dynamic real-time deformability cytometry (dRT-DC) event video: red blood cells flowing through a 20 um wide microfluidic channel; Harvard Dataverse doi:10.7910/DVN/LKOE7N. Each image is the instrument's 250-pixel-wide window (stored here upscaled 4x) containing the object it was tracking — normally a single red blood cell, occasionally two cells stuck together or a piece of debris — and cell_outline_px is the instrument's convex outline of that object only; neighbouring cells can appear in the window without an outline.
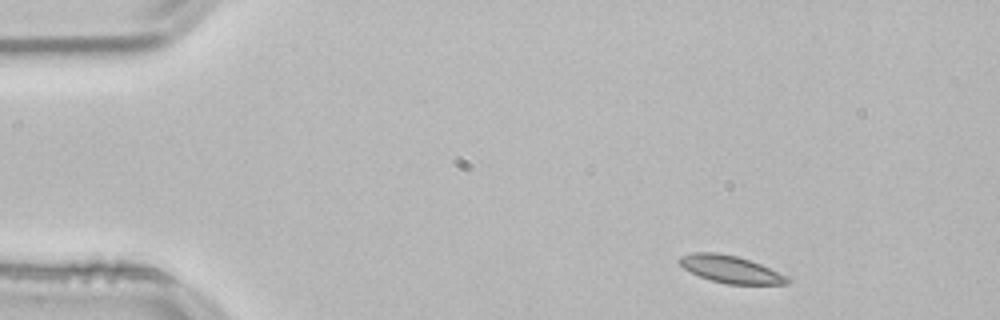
{"species": "common noctule bat (a hibernating species)", "species_latin": "Nyctalus noctula", "temperature_condition": "room temperature", "stored_images_in_passage": 47, "camera_frame_rate_fps": 3000, "um_per_image_px": 0.085, "animal": {"sex": "male", "body_mass_g": 21.5, "forearm_length_mm": 52.0}, "frame": {"image": 1, "passage_image": 1, "time_ms": 0.0, "image_size_px": [1000, 320], "cell_outline_px": [[792, 280], [788, 284], [724, 284], [700, 276], [684, 268], [676, 260], [680, 256], [692, 252], [716, 252], [736, 256], [760, 264], [788, 276]], "centroid_in_image_um": [62.1, 22.89], "position_along_channel_um": 22.9, "area_um2": 17.11}}
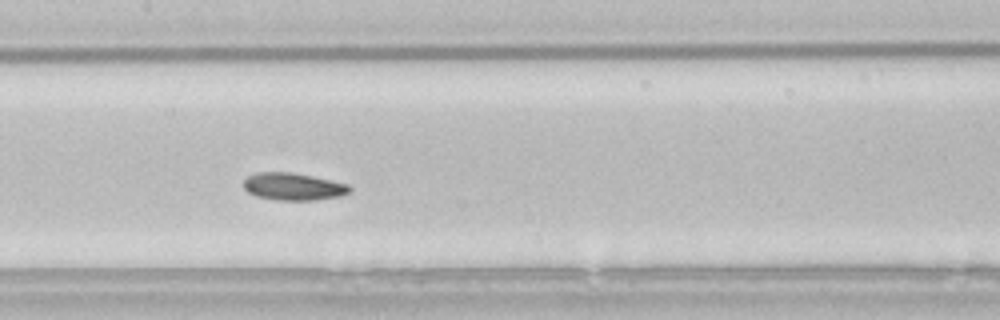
{"frame": {"image": 2, "passage_image": 20, "time_ms": 6.333, "image_size_px": [1000, 320], "cell_outline_px": [[352, 188], [348, 192], [340, 196], [316, 200], [276, 200], [256, 196], [248, 192], [244, 188], [244, 180], [248, 176], [256, 172], [288, 172], [312, 176], [348, 184]], "centroid_in_image_um": [24.91, 15.86], "position_along_channel_um": 182.5, "area_um2": 16.82}}
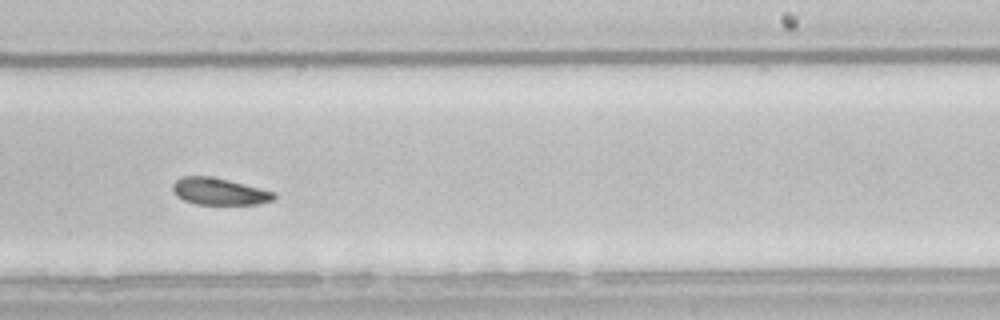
{"frame": {"image": 3, "passage_image": 27, "time_ms": 8.667, "image_size_px": [1000, 320], "cell_outline_px": [[276, 200], [260, 204], [196, 204], [184, 200], [176, 196], [172, 192], [172, 184], [176, 180], [184, 176], [208, 176], [228, 180], [276, 192]], "centroid_in_image_um": [18.65, 16.28], "position_along_channel_um": 270.4, "area_um2": 15.95}, "authors_computed_cell_mechanics": {"area_um2": 16.8198, "velocity_mm_per_s": 3.7826, "shape_relaxation_time_tau1_ms": 9.9745, "shape_relaxation_time_tau2_ms": 2.4667, "deformation_change_tau1": 0.1406, "deformation_change_tau2": 0.0706}}